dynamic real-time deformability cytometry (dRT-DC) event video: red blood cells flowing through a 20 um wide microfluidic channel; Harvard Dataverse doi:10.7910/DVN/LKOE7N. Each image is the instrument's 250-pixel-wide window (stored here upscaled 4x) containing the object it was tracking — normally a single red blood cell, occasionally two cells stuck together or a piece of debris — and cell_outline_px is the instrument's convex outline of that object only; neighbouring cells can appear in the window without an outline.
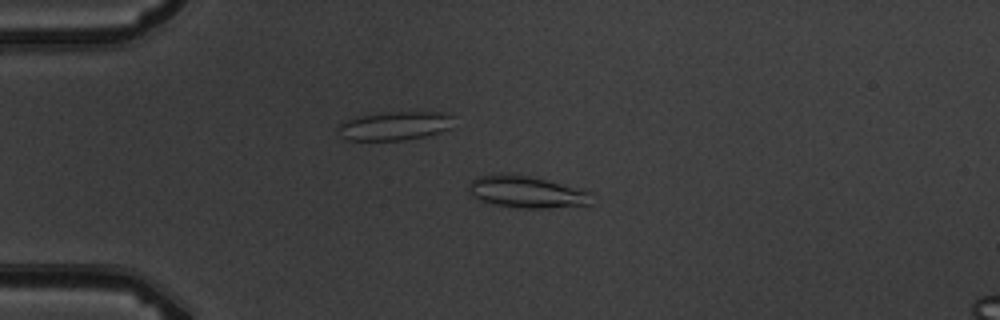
{"species": "common noctule bat (a hibernating species)", "species_latin": "Nyctalus noctula", "temperature_condition": "warm", "stored_images_in_passage": 2, "camera_frame_rate_fps": 3000, "um_per_image_px": 0.085, "animal": {"sex": "male", "body_mass_g": 19.5, "forearm_length_mm": 54.6}, "frame": {"image": 1, "passage_image": 1, "time_ms": 0.0, "image_size_px": [1000, 320], "cell_outline_px": [[596, 192], [592, 204], [588, 208], [516, 208], [492, 204], [472, 196], [468, 192], [468, 184], [476, 176], [500, 172], [508, 172], [528, 176], [584, 188]], "centroid_in_image_um": [44.91, 16.33], "position_along_channel_um": 40.1, "area_um2": 24.33}}